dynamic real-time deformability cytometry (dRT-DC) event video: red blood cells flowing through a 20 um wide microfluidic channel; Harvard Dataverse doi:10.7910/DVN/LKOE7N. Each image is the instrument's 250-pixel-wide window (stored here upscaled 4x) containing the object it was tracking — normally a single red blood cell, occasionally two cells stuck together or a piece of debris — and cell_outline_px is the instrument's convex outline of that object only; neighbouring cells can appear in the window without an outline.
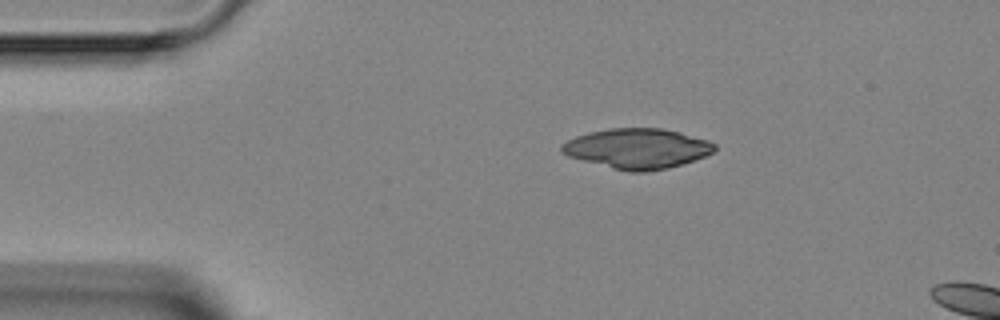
{"species": "Egyptian fruit bat (a non-hibernating species)", "species_latin": "Rousettus aegyptiacus", "temperature_condition": "room temperature", "stored_images_in_passage": 2, "camera_frame_rate_fps": 3000, "um_per_image_px": 0.085, "animal": {"sex": "female"}, "frame": {"image": 1, "passage_image": 1, "time_ms": 0.0, "image_size_px": [1000, 320], "cell_outline_px": [[716, 148], [712, 152], [704, 156], [668, 168], [644, 172], [628, 172], [612, 168], [568, 156], [560, 152], [560, 144], [576, 136], [588, 132], [608, 128], [664, 128], [680, 132], [708, 140], [716, 144]], "centroid_in_image_um": [54.14, 12.61], "position_along_channel_um": 30.9, "area_um2": 35.66}}